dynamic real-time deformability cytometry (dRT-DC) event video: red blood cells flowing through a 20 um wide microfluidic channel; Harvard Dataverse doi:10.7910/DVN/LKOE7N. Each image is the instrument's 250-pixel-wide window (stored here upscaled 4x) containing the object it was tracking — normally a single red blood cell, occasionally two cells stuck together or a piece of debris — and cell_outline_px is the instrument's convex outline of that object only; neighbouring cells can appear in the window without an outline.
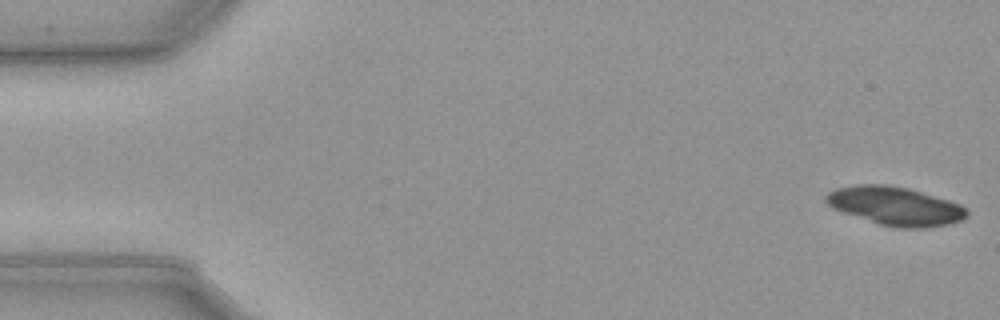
{"species": "common noctule bat (a hibernating species)", "species_latin": "Nyctalus noctula", "temperature_condition": "cold", "stored_images_in_passage": 30, "camera_frame_rate_fps": 3000, "um_per_image_px": 0.085, "animal": {"sex": "male", "body_mass_g": 23.1, "forearm_length_mm": 52.7}, "frame": {"image": 1, "passage_image": 1, "time_ms": 0.0, "image_size_px": [1000, 320], "cell_outline_px": [[968, 216], [960, 220], [948, 224], [920, 228], [896, 228], [880, 224], [832, 208], [824, 200], [824, 196], [828, 192], [836, 188], [856, 184], [884, 184], [908, 188], [948, 200], [960, 204], [968, 212]], "centroid_in_image_um": [76.07, 17.5], "position_along_channel_um": 8.9, "area_um2": 31.39}}
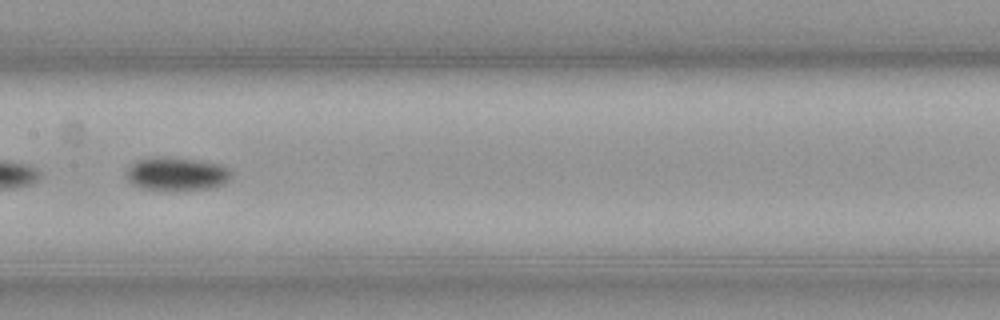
{"frame": {"image": 2, "passage_image": 28, "time_ms": 9.0, "image_size_px": [1000, 320], "cell_outline_px": [[232, 172], [228, 180], [224, 184], [208, 188], [140, 188], [132, 184], [128, 180], [128, 168], [136, 160], [148, 156], [168, 156], [196, 160], [220, 164], [228, 168]], "centroid_in_image_um": [15.0, 14.72], "position_along_channel_um": 192.4, "area_um2": 19.94}}